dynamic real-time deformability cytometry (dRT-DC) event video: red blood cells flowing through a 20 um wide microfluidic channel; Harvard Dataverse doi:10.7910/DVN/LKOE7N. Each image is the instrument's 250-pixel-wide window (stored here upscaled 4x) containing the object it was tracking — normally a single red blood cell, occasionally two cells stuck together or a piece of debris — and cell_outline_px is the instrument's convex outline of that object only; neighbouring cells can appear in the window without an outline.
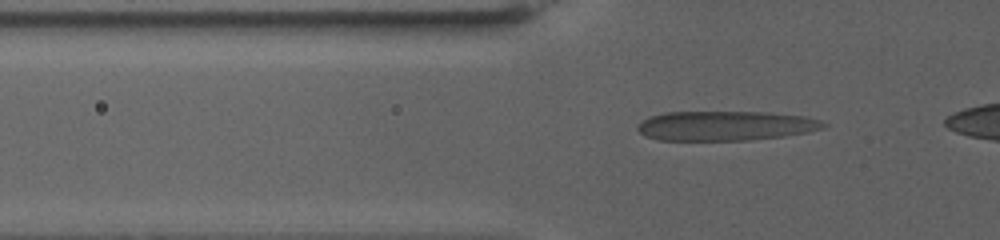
{"species": "human", "species_latin": "Homo sapiens", "temperature_condition": "warm", "stored_images_in_passage": 50, "camera_frame_rate_fps": 3000, "um_per_image_px": 0.085, "donor": {"sex": "female"}, "frame": {"image": 1, "passage_image": 9, "time_ms": 2.667, "image_size_px": [1000, 240], "cell_outline_px": [[828, 124], [824, 128], [808, 132], [784, 136], [748, 140], [656, 140], [640, 132], [636, 128], [648, 116], [664, 112], [768, 112], [804, 116], [820, 120]], "centroid_in_image_um": [61.69, 10.69], "position_along_channel_um": 64.1, "area_um2": 32.08}}
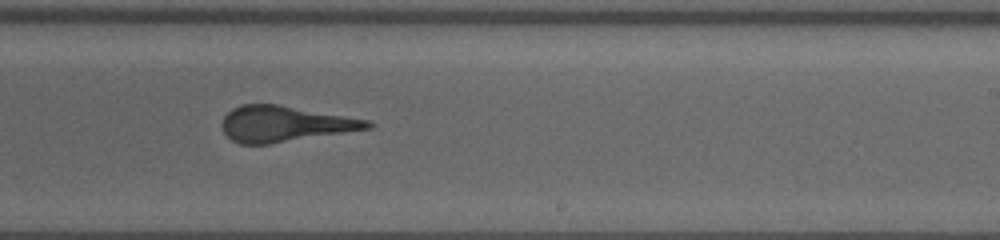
{"frame": {"image": 2, "passage_image": 31, "time_ms": 10.0, "image_size_px": [1000, 240], "cell_outline_px": [[376, 124], [372, 128], [268, 144], [240, 144], [232, 140], [224, 132], [220, 124], [224, 116], [232, 108], [240, 104], [276, 104], [372, 120]], "centroid_in_image_um": [24.22, 10.52], "position_along_channel_um": 264.8, "area_um2": 30.4}}
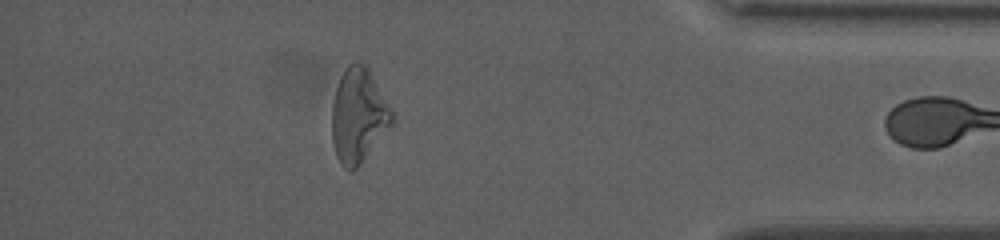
{"frame": {"image": 3, "passage_image": 49, "time_ms": 16.0, "image_size_px": [1000, 240], "cell_outline_px": [[396, 120], [360, 164], [352, 172], [344, 168], [340, 164], [336, 156], [332, 140], [332, 104], [336, 88], [340, 76], [344, 68], [348, 64], [356, 60], [360, 60], [368, 64]], "centroid_in_image_um": [30.46, 9.77], "position_along_channel_um": 404.7, "area_um2": 33.52}}